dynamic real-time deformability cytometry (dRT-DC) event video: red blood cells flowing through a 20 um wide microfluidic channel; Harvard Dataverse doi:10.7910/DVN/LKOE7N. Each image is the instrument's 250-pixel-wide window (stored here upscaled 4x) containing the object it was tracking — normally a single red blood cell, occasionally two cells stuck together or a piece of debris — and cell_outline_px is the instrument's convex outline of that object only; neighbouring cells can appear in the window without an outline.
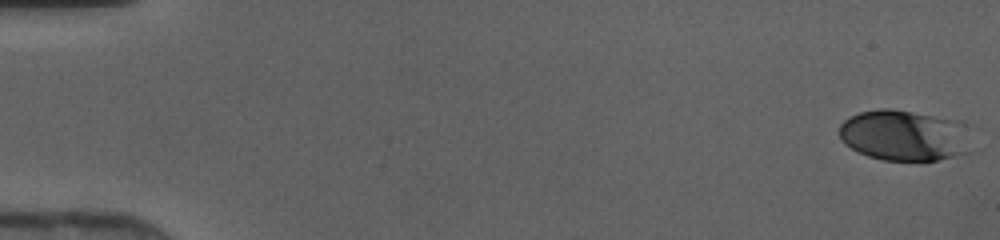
{"species": "human", "species_latin": "Homo sapiens", "temperature_condition": "cold", "stored_images_in_passage": 46, "camera_frame_rate_fps": 3000, "um_per_image_px": 0.085, "donor": {"sex": "female"}, "frame": {"image": 1, "passage_image": 1, "time_ms": 0.0, "image_size_px": [1000, 240], "cell_outline_px": [[980, 128], [976, 152], [920, 164], [884, 160], [868, 156], [844, 144], [840, 136], [840, 124], [844, 120], [860, 112], [880, 108], [888, 108], [964, 120]], "centroid_in_image_um": [77.22, 11.55], "position_along_channel_um": 7.8, "area_um2": 42.43}}
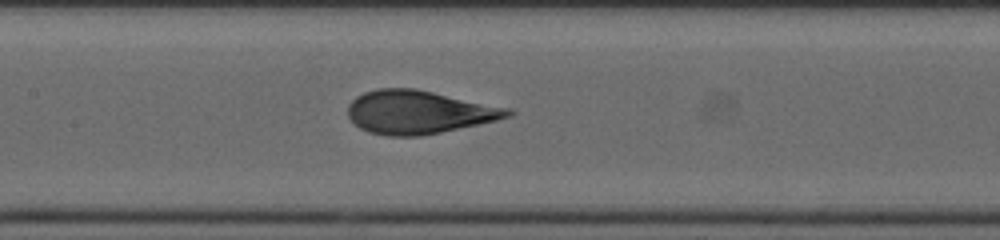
{"frame": {"image": 2, "passage_image": 23, "time_ms": 7.333, "image_size_px": [1000, 240], "cell_outline_px": [[516, 112], [512, 116], [496, 120], [440, 132], [420, 136], [388, 136], [368, 132], [360, 128], [348, 116], [348, 104], [356, 96], [364, 92], [376, 88], [416, 88], [512, 108]], "centroid_in_image_um": [35.61, 9.52], "position_along_channel_um": 171.8, "area_um2": 40.58}}
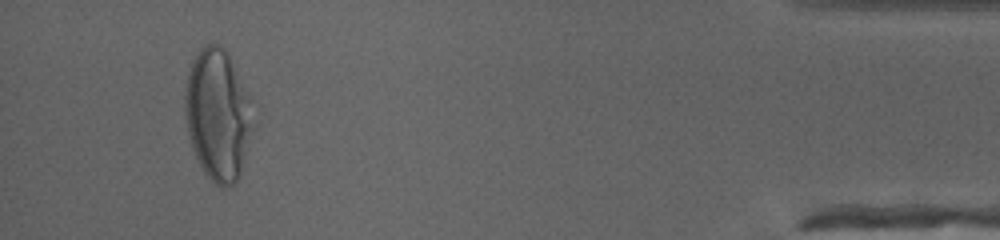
{"frame": {"image": 3, "passage_image": 44, "time_ms": 14.333, "image_size_px": [1000, 240], "cell_outline_px": [[252, 100], [244, 160], [240, 176], [232, 184], [224, 188], [220, 188], [204, 172], [192, 148], [184, 120], [184, 96], [188, 72], [192, 60], [200, 48], [204, 44], [216, 44], [224, 48]], "centroid_in_image_um": [18.45, 9.73], "position_along_channel_um": 416.8, "area_um2": 51.15}}